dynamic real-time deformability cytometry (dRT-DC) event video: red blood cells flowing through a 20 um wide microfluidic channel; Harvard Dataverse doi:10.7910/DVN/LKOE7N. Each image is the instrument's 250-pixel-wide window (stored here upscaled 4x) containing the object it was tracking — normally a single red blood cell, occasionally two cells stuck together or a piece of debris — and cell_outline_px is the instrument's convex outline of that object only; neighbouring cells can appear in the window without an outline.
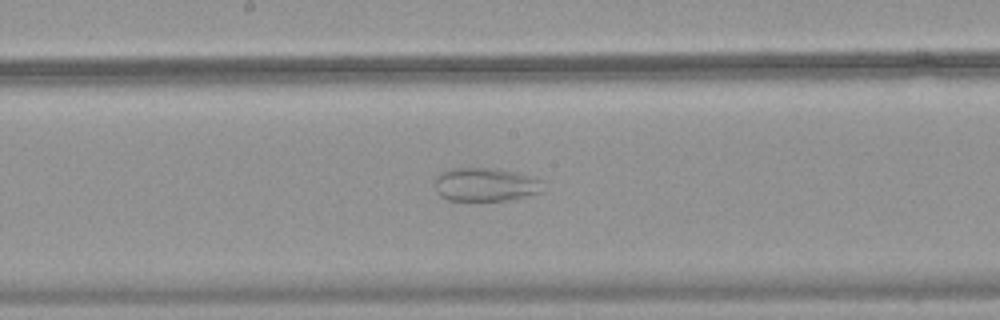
{"species": "common noctule bat (a hibernating species)", "species_latin": "Nyctalus noctula", "temperature_condition": "warm", "stored_images_in_passage": 36, "camera_frame_rate_fps": 3000, "um_per_image_px": 0.085, "animal": {"sex": "female", "body_mass_g": 18.4}, "frame": {"image": 1, "passage_image": 19, "time_ms": 6.0, "image_size_px": [1000, 320], "cell_outline_px": [[540, 192], [508, 200], [448, 200], [440, 196], [436, 192], [436, 176], [440, 172], [452, 168], [492, 168], [516, 172], [540, 180]], "centroid_in_image_um": [41.18, 15.68], "position_along_channel_um": 207.0, "area_um2": 20.75}}
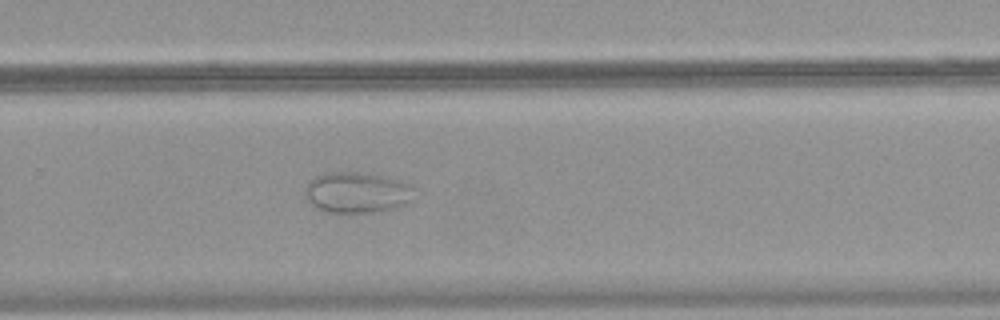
{"frame": {"image": 2, "passage_image": 26, "time_ms": 8.333, "image_size_px": [1000, 320], "cell_outline_px": [[416, 188], [412, 204], [380, 212], [328, 212], [312, 204], [304, 196], [304, 188], [308, 180], [324, 172], [360, 172], [380, 176], [396, 180], [408, 184]], "centroid_in_image_um": [30.38, 16.37], "position_along_channel_um": 299.4, "area_um2": 26.36}}
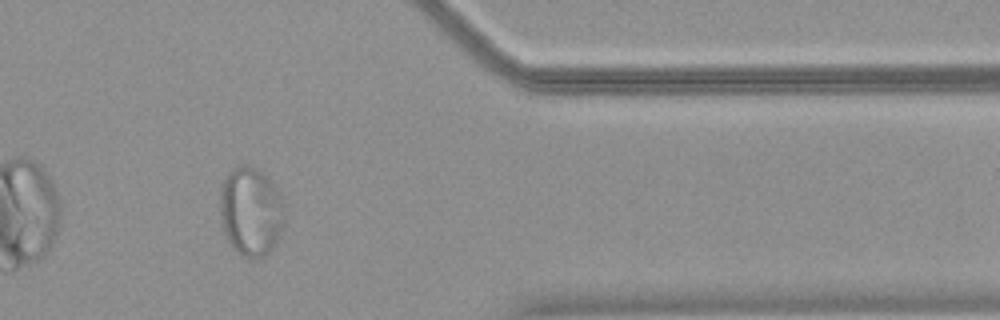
{"frame": {"image": 3, "passage_image": 34, "time_ms": 11.0, "image_size_px": [1000, 320], "cell_outline_px": [[280, 232], [272, 248], [268, 252], [260, 256], [244, 256], [232, 248], [224, 232], [220, 212], [220, 188], [228, 172], [244, 164], [248, 164], [260, 172], [272, 184], [280, 200]], "centroid_in_image_um": [21.23, 17.96], "position_along_channel_um": 390.2, "area_um2": 31.85}}